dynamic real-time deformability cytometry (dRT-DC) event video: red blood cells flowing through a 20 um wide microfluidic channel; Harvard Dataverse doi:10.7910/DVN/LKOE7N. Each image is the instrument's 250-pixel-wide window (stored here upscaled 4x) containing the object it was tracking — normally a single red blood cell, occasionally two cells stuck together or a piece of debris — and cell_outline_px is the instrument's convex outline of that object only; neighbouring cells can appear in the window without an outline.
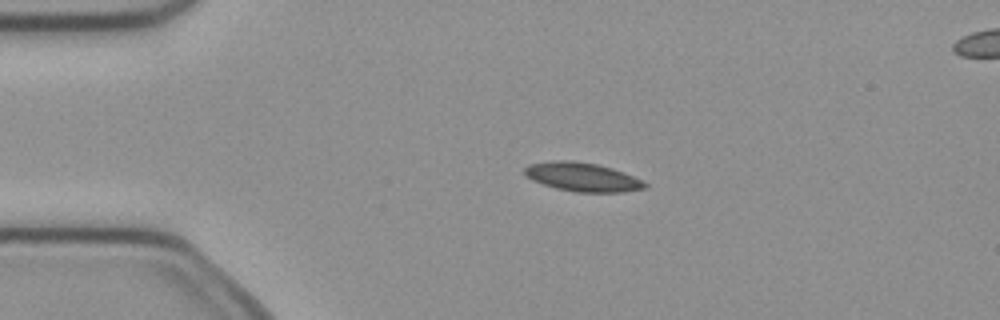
{"species": "common noctule bat (a hibernating species)", "species_latin": "Nyctalus noctula", "temperature_condition": "cold", "stored_images_in_passage": 4, "segment_of_instrument_passage": [1, 2], "camera_frame_rate_fps": 3000, "um_per_image_px": 0.085, "animal": {"sex": "female", "body_mass_g": 21.9}, "frame": {"image": 1, "passage_image": 2, "time_ms": 0.333, "image_size_px": [1000, 320], "cell_outline_px": [[648, 188], [620, 192], [576, 192], [556, 188], [532, 180], [524, 172], [524, 168], [528, 164], [552, 160], [572, 160], [596, 164], [612, 168], [624, 172], [648, 184]], "centroid_in_image_um": [49.5, 15.04], "position_along_channel_um": 35.5, "area_um2": 20.11}}